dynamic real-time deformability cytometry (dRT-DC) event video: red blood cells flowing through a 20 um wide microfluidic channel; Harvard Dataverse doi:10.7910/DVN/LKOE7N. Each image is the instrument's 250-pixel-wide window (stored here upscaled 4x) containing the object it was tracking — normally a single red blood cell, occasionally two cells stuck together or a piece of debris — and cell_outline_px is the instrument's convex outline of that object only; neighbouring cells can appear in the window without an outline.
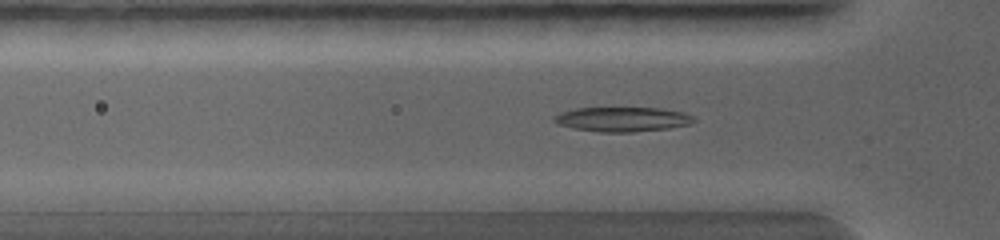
{"species": "common noctule bat (a hibernating species)", "species_latin": "Nyctalus noctula", "temperature_condition": "warm", "stored_images_in_passage": 40, "camera_frame_rate_fps": 5000, "um_per_image_px": 0.085, "animal": {"sex": "female", "body_mass_g": 19.0, "forearm_length_mm": 56.7}, "frame": {"image": 1, "passage_image": 12, "time_ms": 2.2, "image_size_px": [1000, 240], "cell_outline_px": [[696, 120], [688, 124], [668, 128], [632, 132], [600, 132], [572, 128], [556, 124], [552, 120], [552, 116], [560, 112], [576, 108], [664, 108], [684, 112], [692, 116]], "centroid_in_image_um": [52.85, 10.13], "position_along_channel_um": 72.9, "area_um2": 20.11}}
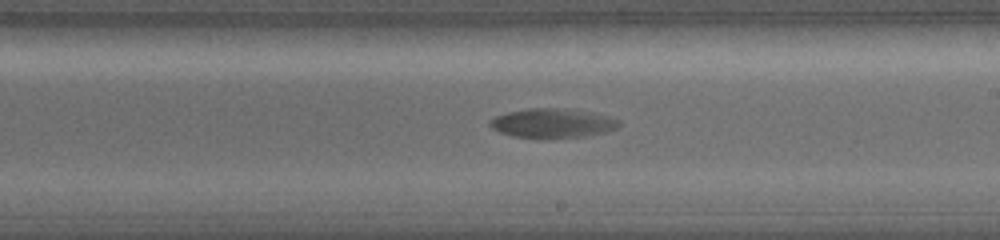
{"frame": {"image": 2, "passage_image": 25, "time_ms": 5.0, "image_size_px": [1000, 240], "cell_outline_px": [[620, 124], [616, 128], [604, 132], [584, 136], [544, 140], [536, 140], [512, 136], [500, 132], [492, 128], [488, 124], [488, 120], [496, 116], [508, 112], [528, 108], [568, 108], [592, 112], [608, 116], [620, 120]], "centroid_in_image_um": [46.93, 10.49], "position_along_channel_um": 242.1, "area_um2": 22.66}}
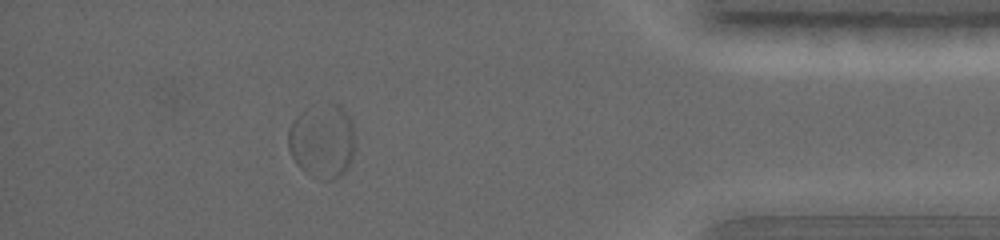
{"frame": {"image": 3, "passage_image": 36, "time_ms": 8.4, "image_size_px": [1000, 240], "cell_outline_px": [[356, 148], [344, 172], [340, 176], [332, 180], [324, 180], [312, 176], [300, 168], [296, 164], [288, 148], [288, 128], [292, 120], [304, 108], [332, 104], [340, 104], [348, 116], [356, 132]], "centroid_in_image_um": [27.4, 11.98], "position_along_channel_um": 407.8, "area_um2": 29.3}}